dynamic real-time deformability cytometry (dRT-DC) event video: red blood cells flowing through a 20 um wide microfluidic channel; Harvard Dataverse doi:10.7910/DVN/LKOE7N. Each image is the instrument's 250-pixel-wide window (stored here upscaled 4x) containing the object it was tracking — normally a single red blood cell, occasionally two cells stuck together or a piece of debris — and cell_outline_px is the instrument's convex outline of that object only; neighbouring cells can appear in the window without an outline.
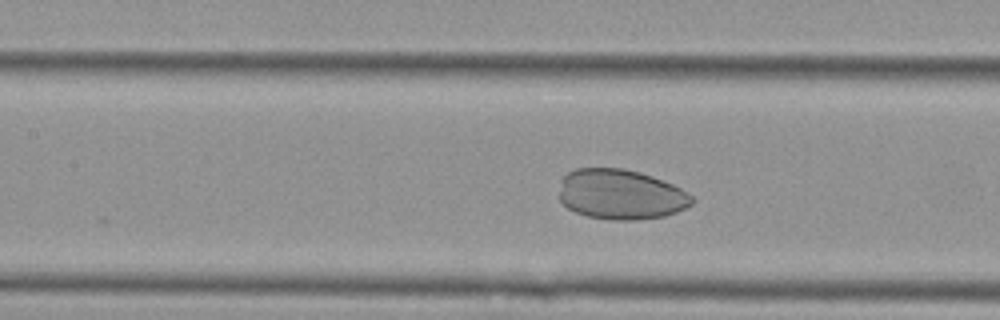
{"species": "Egyptian fruit bat (a non-hibernating species)", "species_latin": "Rousettus aegyptiacus", "temperature_condition": "cold", "stored_images_in_passage": 15, "camera_frame_rate_fps": 3000, "um_per_image_px": 0.085, "animal": {"sex": "female"}, "frame": {"image": 1, "passage_image": 10, "time_ms": 3.0, "image_size_px": [1000, 320], "cell_outline_px": [[696, 200], [692, 204], [676, 212], [664, 216], [636, 220], [612, 220], [588, 216], [576, 212], [568, 208], [560, 200], [560, 192], [564, 176], [568, 172], [576, 168], [624, 168], [640, 172], [652, 176], [672, 184], [680, 188], [692, 196]], "centroid_in_image_um": [52.78, 16.52], "position_along_channel_um": 154.6, "area_um2": 38.67}}
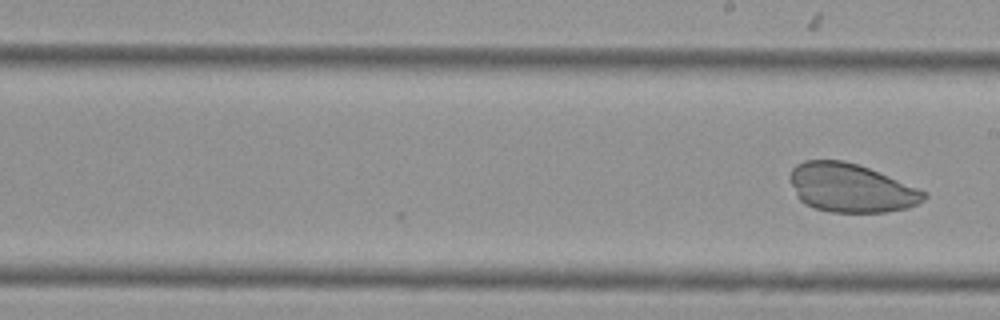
{"frame": {"image": 2, "passage_image": 15, "time_ms": 4.667, "image_size_px": [1000, 320], "cell_outline_px": [[928, 196], [924, 200], [908, 208], [884, 212], [832, 212], [812, 208], [804, 204], [796, 196], [788, 176], [792, 168], [796, 164], [804, 160], [844, 160], [868, 168], [928, 192]], "centroid_in_image_um": [72.29, 15.98], "position_along_channel_um": 216.7, "area_um2": 38.09}}